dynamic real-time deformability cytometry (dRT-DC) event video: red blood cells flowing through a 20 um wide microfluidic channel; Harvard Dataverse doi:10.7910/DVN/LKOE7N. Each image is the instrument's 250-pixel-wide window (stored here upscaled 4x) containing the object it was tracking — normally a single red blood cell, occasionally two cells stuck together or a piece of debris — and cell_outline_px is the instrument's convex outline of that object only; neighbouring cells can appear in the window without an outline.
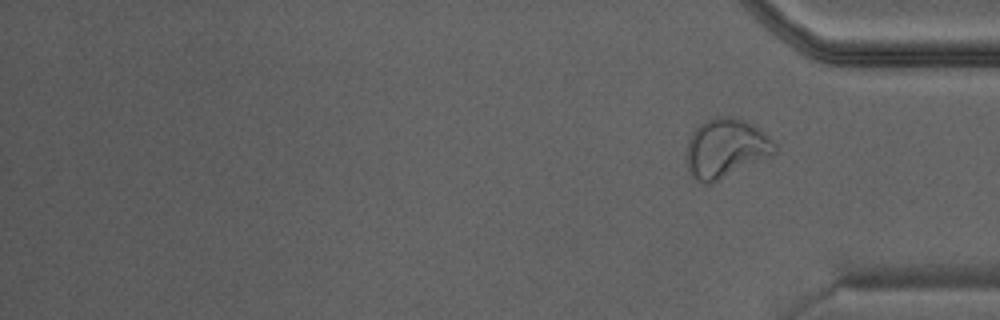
{"species": "Egyptian fruit bat (a non-hibernating species)", "species_latin": "Rousettus aegyptiacus", "temperature_condition": "warm", "stored_images_in_passage": 26, "camera_frame_rate_fps": 3000, "um_per_image_px": 0.085, "animal": {"sex": "male"}, "frame": {"image": 1, "passage_image": 26, "time_ms": 8.333, "image_size_px": [1000, 320], "cell_outline_px": [[776, 152], [712, 184], [704, 184], [696, 180], [688, 172], [688, 144], [692, 132], [704, 120], [716, 116], [732, 116], [744, 120], [760, 128], [776, 144]], "centroid_in_image_um": [61.68, 12.59], "position_along_channel_um": 373.5, "area_um2": 30.17}}